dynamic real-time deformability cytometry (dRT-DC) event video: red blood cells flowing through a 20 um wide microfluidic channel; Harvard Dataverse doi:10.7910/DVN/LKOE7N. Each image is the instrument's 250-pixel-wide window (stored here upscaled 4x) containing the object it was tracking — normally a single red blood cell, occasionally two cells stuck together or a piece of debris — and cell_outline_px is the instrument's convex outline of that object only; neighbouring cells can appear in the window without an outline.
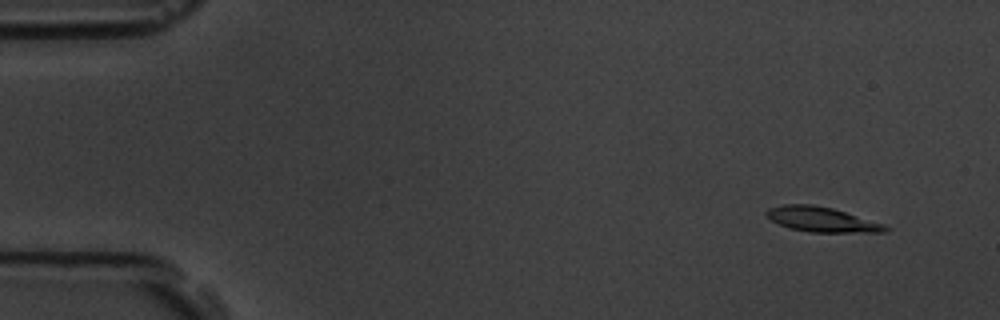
{"species": "common noctule bat (a hibernating species)", "species_latin": "Nyctalus noctula", "temperature_condition": "room temperature", "stored_images_in_passage": 57, "camera_frame_rate_fps": 3000, "um_per_image_px": 0.085, "animal": {"sex": "male", "body_mass_g": 19.5, "forearm_length_mm": 54.6}, "frame": {"image": 1, "passage_image": 5, "time_ms": 1.333, "image_size_px": [1000, 320], "cell_outline_px": [[892, 228], [884, 232], [812, 232], [788, 228], [772, 220], [764, 212], [768, 208], [784, 204], [812, 204], [832, 208], [884, 224]], "centroid_in_image_um": [69.84, 18.65], "position_along_channel_um": 15.2, "area_um2": 17.11}}
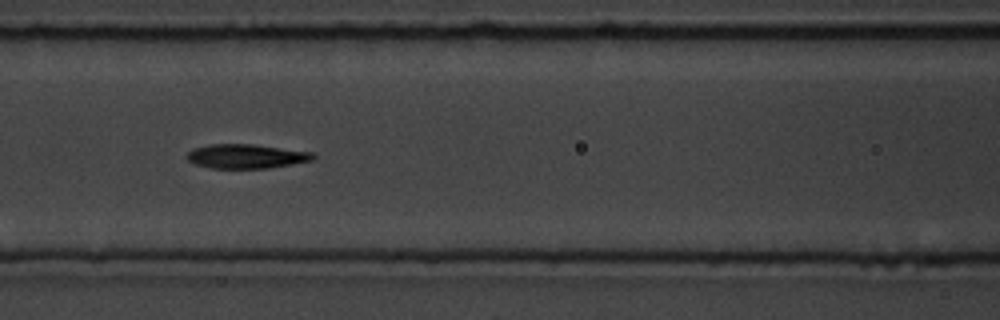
{"frame": {"image": 2, "passage_image": 25, "time_ms": 8.0, "image_size_px": [1000, 320], "cell_outline_px": [[316, 160], [268, 168], [212, 168], [196, 164], [188, 160], [184, 156], [192, 148], [208, 144], [252, 144], [312, 152], [316, 156]], "centroid_in_image_um": [20.92, 13.28], "position_along_channel_um": 145.7, "area_um2": 17.92}}
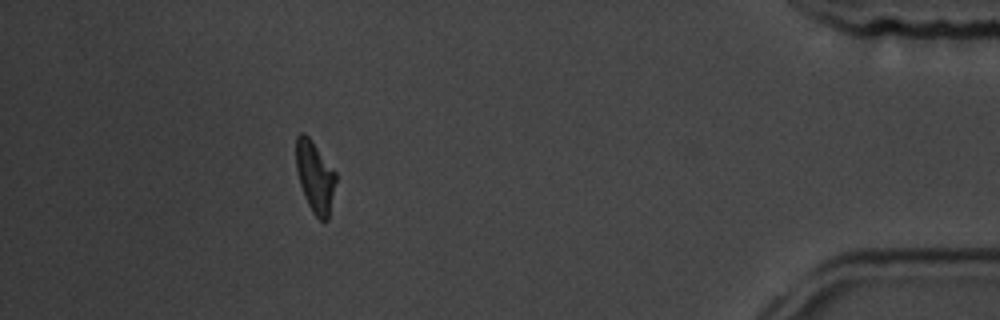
{"frame": {"image": 3, "passage_image": 51, "time_ms": 16.667, "image_size_px": [1000, 320], "cell_outline_px": [[336, 180], [328, 220], [320, 220], [312, 212], [304, 196], [300, 184], [296, 168], [296, 136], [300, 132], [304, 132], [308, 136], [336, 172]], "centroid_in_image_um": [26.76, 15.01], "position_along_channel_um": 408.4, "area_um2": 16.42}, "authors_computed_cell_mechanics": {"area_um2": 17.34, "velocity_mm_per_s": 3.6577, "shape_relaxation_time_tau1_ms": 3.1148, "shape_relaxation_time_tau2_ms": 3.4322, "deformation_change_tau1": 0.1512, "deformation_change_tau2": 0.1149}}